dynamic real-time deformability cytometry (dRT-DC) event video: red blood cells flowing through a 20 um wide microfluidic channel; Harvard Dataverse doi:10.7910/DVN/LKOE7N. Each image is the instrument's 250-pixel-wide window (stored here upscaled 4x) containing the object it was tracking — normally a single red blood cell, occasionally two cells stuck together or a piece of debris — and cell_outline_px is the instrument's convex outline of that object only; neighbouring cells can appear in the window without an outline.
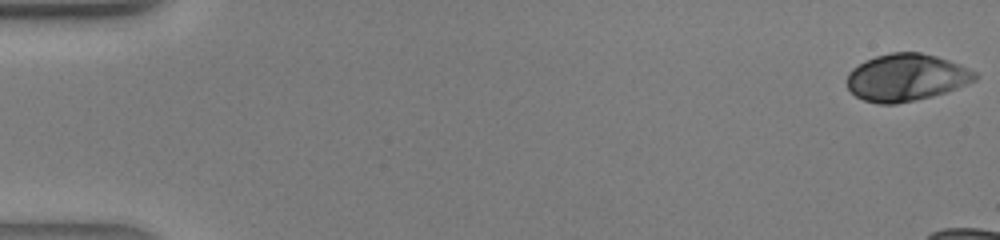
{"species": "human", "species_latin": "Homo sapiens", "temperature_condition": "warm", "stored_images_in_passage": 12, "camera_frame_rate_fps": 3000, "um_per_image_px": 0.085, "donor": {"sex": "male"}, "frame": {"image": 1, "passage_image": 1, "time_ms": 0.0, "image_size_px": [1000, 240], "cell_outline_px": [[980, 76], [976, 80], [956, 88], [932, 96], [896, 104], [880, 104], [864, 100], [856, 96], [848, 88], [848, 72], [852, 68], [864, 60], [876, 56], [892, 52], [920, 52], [936, 56], [960, 64], [976, 72]], "centroid_in_image_um": [77.03, 6.57], "position_along_channel_um": 8.0, "area_um2": 35.14}}